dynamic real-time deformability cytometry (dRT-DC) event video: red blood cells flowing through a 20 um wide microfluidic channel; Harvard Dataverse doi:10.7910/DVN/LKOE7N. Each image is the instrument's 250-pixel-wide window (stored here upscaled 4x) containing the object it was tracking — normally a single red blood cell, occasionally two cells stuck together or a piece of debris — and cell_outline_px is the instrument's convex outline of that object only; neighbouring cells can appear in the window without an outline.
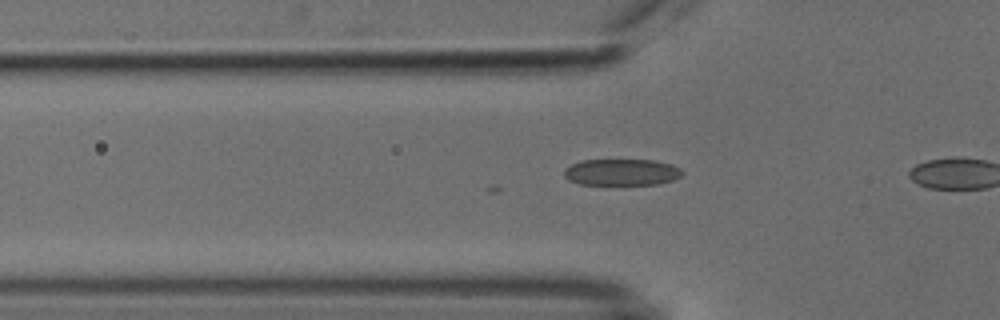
{"species": "common noctule bat (a hibernating species)", "species_latin": "Nyctalus noctula", "temperature_condition": "cold", "stored_images_in_passage": 15, "camera_frame_rate_fps": 3000, "um_per_image_px": 0.085, "animal": {"sex": "male", "body_mass_g": 18.8}, "frame": {"image": 1, "passage_image": 9, "time_ms": 2.667, "image_size_px": [1000, 320], "cell_outline_px": [[684, 172], [680, 176], [672, 180], [656, 184], [580, 184], [568, 180], [564, 176], [564, 168], [580, 160], [652, 160], [672, 164], [680, 168]], "centroid_in_image_um": [52.82, 14.63], "position_along_channel_um": 73.0, "area_um2": 18.21}}
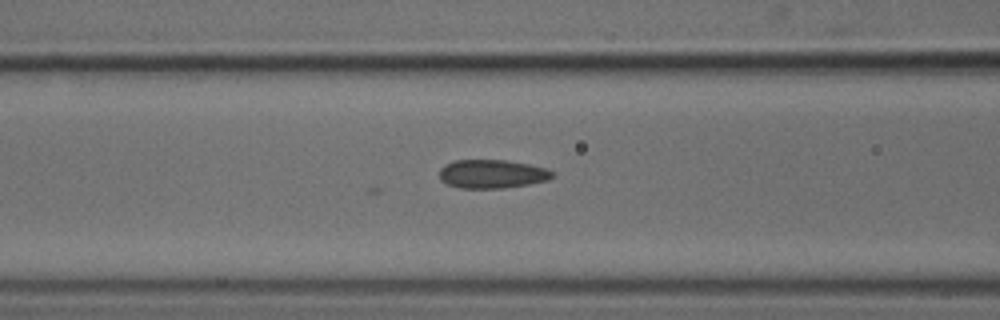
{"frame": {"image": 2, "passage_image": 13, "time_ms": 4.0, "image_size_px": [1000, 320], "cell_outline_px": [[552, 176], [548, 180], [528, 184], [504, 188], [460, 188], [448, 184], [440, 180], [440, 168], [444, 164], [452, 160], [508, 160], [548, 168], [552, 172]], "centroid_in_image_um": [41.8, 14.77], "position_along_channel_um": 124.8, "area_um2": 18.9}}